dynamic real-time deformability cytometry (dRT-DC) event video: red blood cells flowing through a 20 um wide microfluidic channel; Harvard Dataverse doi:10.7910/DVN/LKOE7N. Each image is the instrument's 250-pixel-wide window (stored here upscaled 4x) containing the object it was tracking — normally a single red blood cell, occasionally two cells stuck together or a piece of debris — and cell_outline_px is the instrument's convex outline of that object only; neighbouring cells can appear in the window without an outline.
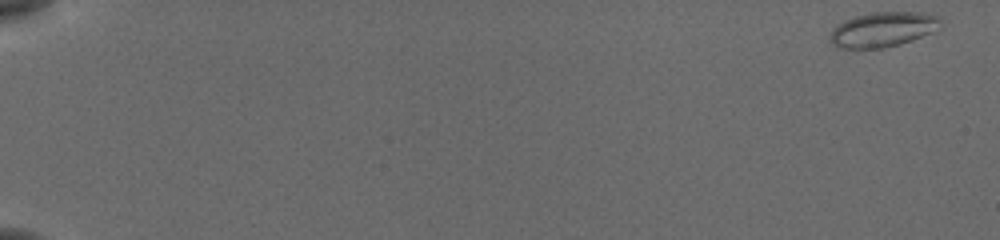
{"species": "common noctule bat (a hibernating species)", "species_latin": "Nyctalus noctula", "temperature_condition": "cold", "stored_images_in_passage": 55, "camera_frame_rate_fps": 3000, "um_per_image_px": 0.085, "animal": {"sex": "female", "body_mass_g": 19.5, "forearm_length_mm": 54.1}, "frame": {"image": 1, "passage_image": 1, "time_ms": 0.0, "image_size_px": [1000, 240], "cell_outline_px": [[940, 20], [932, 32], [912, 40], [900, 44], [884, 48], [840, 48], [832, 44], [828, 40], [828, 36], [844, 20], [856, 16], [872, 12], [920, 12], [940, 16]], "centroid_in_image_um": [75.01, 2.51], "position_along_channel_um": 10.0, "area_um2": 22.2}}
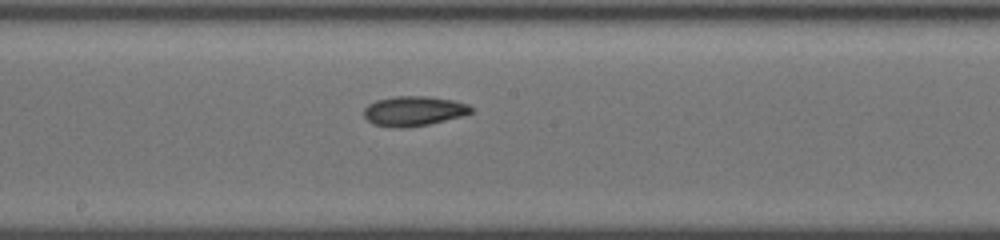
{"frame": {"image": 2, "passage_image": 32, "time_ms": 10.333, "image_size_px": [1000, 240], "cell_outline_px": [[472, 112], [460, 116], [428, 124], [400, 128], [392, 128], [372, 124], [364, 116], [364, 108], [368, 104], [376, 100], [396, 96], [428, 96], [456, 100], [468, 104], [472, 108]], "centroid_in_image_um": [35.14, 9.43], "position_along_channel_um": 213.1, "area_um2": 18.61}}
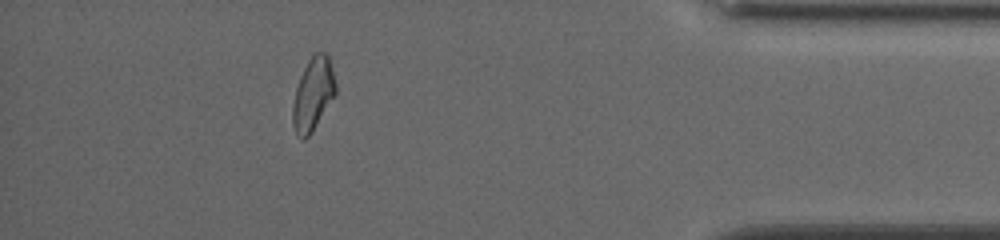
{"frame": {"image": 3, "passage_image": 50, "time_ms": 16.333, "image_size_px": [1000, 240], "cell_outline_px": [[336, 92], [312, 132], [304, 140], [300, 140], [296, 136], [292, 124], [292, 104], [296, 88], [300, 76], [312, 52], [324, 52], [328, 56], [332, 68], [336, 84]], "centroid_in_image_um": [26.58, 8.01], "position_along_channel_um": 408.6, "area_um2": 18.32}, "authors_computed_cell_mechanics": {"area_um2": 18.6116, "velocity_mm_per_s": 3.855, "shape_relaxation_time_tau1_ms": 10.5712, "shape_relaxation_time_tau2_ms": 6.1108, "deformation_change_tau1": 0.1978, "deformation_change_tau2": 0.1258}}